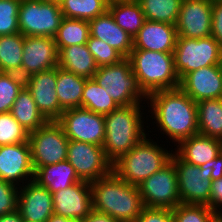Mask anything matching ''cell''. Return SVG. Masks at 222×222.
<instances>
[{
	"label": "cell",
	"instance_id": "19",
	"mask_svg": "<svg viewBox=\"0 0 222 222\" xmlns=\"http://www.w3.org/2000/svg\"><path fill=\"white\" fill-rule=\"evenodd\" d=\"M196 103L222 98V65H212L187 73L179 86Z\"/></svg>",
	"mask_w": 222,
	"mask_h": 222
},
{
	"label": "cell",
	"instance_id": "4",
	"mask_svg": "<svg viewBox=\"0 0 222 222\" xmlns=\"http://www.w3.org/2000/svg\"><path fill=\"white\" fill-rule=\"evenodd\" d=\"M128 59L140 88L147 96L159 90L179 88L173 53L132 50Z\"/></svg>",
	"mask_w": 222,
	"mask_h": 222
},
{
	"label": "cell",
	"instance_id": "46",
	"mask_svg": "<svg viewBox=\"0 0 222 222\" xmlns=\"http://www.w3.org/2000/svg\"><path fill=\"white\" fill-rule=\"evenodd\" d=\"M0 222H23L18 210L0 217Z\"/></svg>",
	"mask_w": 222,
	"mask_h": 222
},
{
	"label": "cell",
	"instance_id": "35",
	"mask_svg": "<svg viewBox=\"0 0 222 222\" xmlns=\"http://www.w3.org/2000/svg\"><path fill=\"white\" fill-rule=\"evenodd\" d=\"M24 86L25 79L19 74L0 72V113L10 112Z\"/></svg>",
	"mask_w": 222,
	"mask_h": 222
},
{
	"label": "cell",
	"instance_id": "43",
	"mask_svg": "<svg viewBox=\"0 0 222 222\" xmlns=\"http://www.w3.org/2000/svg\"><path fill=\"white\" fill-rule=\"evenodd\" d=\"M205 205L217 215L222 214V176L212 180L210 197Z\"/></svg>",
	"mask_w": 222,
	"mask_h": 222
},
{
	"label": "cell",
	"instance_id": "18",
	"mask_svg": "<svg viewBox=\"0 0 222 222\" xmlns=\"http://www.w3.org/2000/svg\"><path fill=\"white\" fill-rule=\"evenodd\" d=\"M52 201L55 214L83 220L92 211L90 182L82 180L52 193Z\"/></svg>",
	"mask_w": 222,
	"mask_h": 222
},
{
	"label": "cell",
	"instance_id": "50",
	"mask_svg": "<svg viewBox=\"0 0 222 222\" xmlns=\"http://www.w3.org/2000/svg\"><path fill=\"white\" fill-rule=\"evenodd\" d=\"M49 1H54V2H58L59 3L61 0H49Z\"/></svg>",
	"mask_w": 222,
	"mask_h": 222
},
{
	"label": "cell",
	"instance_id": "24",
	"mask_svg": "<svg viewBox=\"0 0 222 222\" xmlns=\"http://www.w3.org/2000/svg\"><path fill=\"white\" fill-rule=\"evenodd\" d=\"M57 50L58 67L86 79H92L97 72L98 66L86 44L71 45Z\"/></svg>",
	"mask_w": 222,
	"mask_h": 222
},
{
	"label": "cell",
	"instance_id": "29",
	"mask_svg": "<svg viewBox=\"0 0 222 222\" xmlns=\"http://www.w3.org/2000/svg\"><path fill=\"white\" fill-rule=\"evenodd\" d=\"M196 104L199 134L222 141V98L202 100Z\"/></svg>",
	"mask_w": 222,
	"mask_h": 222
},
{
	"label": "cell",
	"instance_id": "41",
	"mask_svg": "<svg viewBox=\"0 0 222 222\" xmlns=\"http://www.w3.org/2000/svg\"><path fill=\"white\" fill-rule=\"evenodd\" d=\"M133 222H174L172 209L145 207Z\"/></svg>",
	"mask_w": 222,
	"mask_h": 222
},
{
	"label": "cell",
	"instance_id": "47",
	"mask_svg": "<svg viewBox=\"0 0 222 222\" xmlns=\"http://www.w3.org/2000/svg\"><path fill=\"white\" fill-rule=\"evenodd\" d=\"M46 222H82V220L63 217L61 215L53 213L52 216Z\"/></svg>",
	"mask_w": 222,
	"mask_h": 222
},
{
	"label": "cell",
	"instance_id": "33",
	"mask_svg": "<svg viewBox=\"0 0 222 222\" xmlns=\"http://www.w3.org/2000/svg\"><path fill=\"white\" fill-rule=\"evenodd\" d=\"M90 35L89 22L81 19L63 18L54 37L56 47L86 44Z\"/></svg>",
	"mask_w": 222,
	"mask_h": 222
},
{
	"label": "cell",
	"instance_id": "49",
	"mask_svg": "<svg viewBox=\"0 0 222 222\" xmlns=\"http://www.w3.org/2000/svg\"><path fill=\"white\" fill-rule=\"evenodd\" d=\"M210 2H216V1H221V0H208Z\"/></svg>",
	"mask_w": 222,
	"mask_h": 222
},
{
	"label": "cell",
	"instance_id": "13",
	"mask_svg": "<svg viewBox=\"0 0 222 222\" xmlns=\"http://www.w3.org/2000/svg\"><path fill=\"white\" fill-rule=\"evenodd\" d=\"M67 160L78 177L87 182L96 181L112 172V163L106 158L102 146L69 140Z\"/></svg>",
	"mask_w": 222,
	"mask_h": 222
},
{
	"label": "cell",
	"instance_id": "32",
	"mask_svg": "<svg viewBox=\"0 0 222 222\" xmlns=\"http://www.w3.org/2000/svg\"><path fill=\"white\" fill-rule=\"evenodd\" d=\"M110 0H61L59 2L65 18L91 20L108 11Z\"/></svg>",
	"mask_w": 222,
	"mask_h": 222
},
{
	"label": "cell",
	"instance_id": "3",
	"mask_svg": "<svg viewBox=\"0 0 222 222\" xmlns=\"http://www.w3.org/2000/svg\"><path fill=\"white\" fill-rule=\"evenodd\" d=\"M141 106L144 107L142 104L119 107L104 115L105 140L102 147L112 164L149 136L144 129L146 122Z\"/></svg>",
	"mask_w": 222,
	"mask_h": 222
},
{
	"label": "cell",
	"instance_id": "17",
	"mask_svg": "<svg viewBox=\"0 0 222 222\" xmlns=\"http://www.w3.org/2000/svg\"><path fill=\"white\" fill-rule=\"evenodd\" d=\"M57 67L33 74L25 79V87L31 93L36 106L48 121H57L64 110L57 93Z\"/></svg>",
	"mask_w": 222,
	"mask_h": 222
},
{
	"label": "cell",
	"instance_id": "12",
	"mask_svg": "<svg viewBox=\"0 0 222 222\" xmlns=\"http://www.w3.org/2000/svg\"><path fill=\"white\" fill-rule=\"evenodd\" d=\"M57 122L69 140L103 146L105 140L104 115L84 108L64 110Z\"/></svg>",
	"mask_w": 222,
	"mask_h": 222
},
{
	"label": "cell",
	"instance_id": "36",
	"mask_svg": "<svg viewBox=\"0 0 222 222\" xmlns=\"http://www.w3.org/2000/svg\"><path fill=\"white\" fill-rule=\"evenodd\" d=\"M29 132L15 120L10 112L0 113V146L26 142Z\"/></svg>",
	"mask_w": 222,
	"mask_h": 222
},
{
	"label": "cell",
	"instance_id": "11",
	"mask_svg": "<svg viewBox=\"0 0 222 222\" xmlns=\"http://www.w3.org/2000/svg\"><path fill=\"white\" fill-rule=\"evenodd\" d=\"M170 160L176 168L181 203L205 205L210 197L212 168L190 164L175 152Z\"/></svg>",
	"mask_w": 222,
	"mask_h": 222
},
{
	"label": "cell",
	"instance_id": "9",
	"mask_svg": "<svg viewBox=\"0 0 222 222\" xmlns=\"http://www.w3.org/2000/svg\"><path fill=\"white\" fill-rule=\"evenodd\" d=\"M28 141L34 171L67 160L69 139L57 121H48L29 133Z\"/></svg>",
	"mask_w": 222,
	"mask_h": 222
},
{
	"label": "cell",
	"instance_id": "23",
	"mask_svg": "<svg viewBox=\"0 0 222 222\" xmlns=\"http://www.w3.org/2000/svg\"><path fill=\"white\" fill-rule=\"evenodd\" d=\"M175 153L184 161L201 166L222 152V141L197 134L178 143Z\"/></svg>",
	"mask_w": 222,
	"mask_h": 222
},
{
	"label": "cell",
	"instance_id": "25",
	"mask_svg": "<svg viewBox=\"0 0 222 222\" xmlns=\"http://www.w3.org/2000/svg\"><path fill=\"white\" fill-rule=\"evenodd\" d=\"M34 181L51 193H55L82 180L74 167L65 160L38 168L35 171Z\"/></svg>",
	"mask_w": 222,
	"mask_h": 222
},
{
	"label": "cell",
	"instance_id": "14",
	"mask_svg": "<svg viewBox=\"0 0 222 222\" xmlns=\"http://www.w3.org/2000/svg\"><path fill=\"white\" fill-rule=\"evenodd\" d=\"M34 175L29 141L0 146V180L21 187Z\"/></svg>",
	"mask_w": 222,
	"mask_h": 222
},
{
	"label": "cell",
	"instance_id": "44",
	"mask_svg": "<svg viewBox=\"0 0 222 222\" xmlns=\"http://www.w3.org/2000/svg\"><path fill=\"white\" fill-rule=\"evenodd\" d=\"M200 167H210L212 168L211 171V179L216 180L222 176V152L219 155L206 162L205 164L201 165Z\"/></svg>",
	"mask_w": 222,
	"mask_h": 222
},
{
	"label": "cell",
	"instance_id": "28",
	"mask_svg": "<svg viewBox=\"0 0 222 222\" xmlns=\"http://www.w3.org/2000/svg\"><path fill=\"white\" fill-rule=\"evenodd\" d=\"M10 113L29 133L37 130L48 120L41 114L29 90L24 86L18 93Z\"/></svg>",
	"mask_w": 222,
	"mask_h": 222
},
{
	"label": "cell",
	"instance_id": "6",
	"mask_svg": "<svg viewBox=\"0 0 222 222\" xmlns=\"http://www.w3.org/2000/svg\"><path fill=\"white\" fill-rule=\"evenodd\" d=\"M93 79L108 92L119 107L147 102L148 96L140 88L128 58L114 65L98 67Z\"/></svg>",
	"mask_w": 222,
	"mask_h": 222
},
{
	"label": "cell",
	"instance_id": "16",
	"mask_svg": "<svg viewBox=\"0 0 222 222\" xmlns=\"http://www.w3.org/2000/svg\"><path fill=\"white\" fill-rule=\"evenodd\" d=\"M58 67V50L53 37L25 36L21 77Z\"/></svg>",
	"mask_w": 222,
	"mask_h": 222
},
{
	"label": "cell",
	"instance_id": "27",
	"mask_svg": "<svg viewBox=\"0 0 222 222\" xmlns=\"http://www.w3.org/2000/svg\"><path fill=\"white\" fill-rule=\"evenodd\" d=\"M86 78L57 67L56 93L63 110L82 108V93Z\"/></svg>",
	"mask_w": 222,
	"mask_h": 222
},
{
	"label": "cell",
	"instance_id": "45",
	"mask_svg": "<svg viewBox=\"0 0 222 222\" xmlns=\"http://www.w3.org/2000/svg\"><path fill=\"white\" fill-rule=\"evenodd\" d=\"M82 222H117L111 216L92 210L88 216H86Z\"/></svg>",
	"mask_w": 222,
	"mask_h": 222
},
{
	"label": "cell",
	"instance_id": "37",
	"mask_svg": "<svg viewBox=\"0 0 222 222\" xmlns=\"http://www.w3.org/2000/svg\"><path fill=\"white\" fill-rule=\"evenodd\" d=\"M174 222H213L217 214L206 205L178 204L172 209Z\"/></svg>",
	"mask_w": 222,
	"mask_h": 222
},
{
	"label": "cell",
	"instance_id": "21",
	"mask_svg": "<svg viewBox=\"0 0 222 222\" xmlns=\"http://www.w3.org/2000/svg\"><path fill=\"white\" fill-rule=\"evenodd\" d=\"M177 37L175 25L146 20L133 38V50L173 53Z\"/></svg>",
	"mask_w": 222,
	"mask_h": 222
},
{
	"label": "cell",
	"instance_id": "38",
	"mask_svg": "<svg viewBox=\"0 0 222 222\" xmlns=\"http://www.w3.org/2000/svg\"><path fill=\"white\" fill-rule=\"evenodd\" d=\"M86 45L88 50L92 53L98 67L114 65L125 59V57L115 48L90 35Z\"/></svg>",
	"mask_w": 222,
	"mask_h": 222
},
{
	"label": "cell",
	"instance_id": "31",
	"mask_svg": "<svg viewBox=\"0 0 222 222\" xmlns=\"http://www.w3.org/2000/svg\"><path fill=\"white\" fill-rule=\"evenodd\" d=\"M82 108L97 114L106 115L118 109L119 106L108 95V92L92 78L87 79L84 85Z\"/></svg>",
	"mask_w": 222,
	"mask_h": 222
},
{
	"label": "cell",
	"instance_id": "7",
	"mask_svg": "<svg viewBox=\"0 0 222 222\" xmlns=\"http://www.w3.org/2000/svg\"><path fill=\"white\" fill-rule=\"evenodd\" d=\"M173 56L180 80L200 68L222 65V47L212 36L200 39L177 37Z\"/></svg>",
	"mask_w": 222,
	"mask_h": 222
},
{
	"label": "cell",
	"instance_id": "51",
	"mask_svg": "<svg viewBox=\"0 0 222 222\" xmlns=\"http://www.w3.org/2000/svg\"><path fill=\"white\" fill-rule=\"evenodd\" d=\"M213 222H220L217 218Z\"/></svg>",
	"mask_w": 222,
	"mask_h": 222
},
{
	"label": "cell",
	"instance_id": "5",
	"mask_svg": "<svg viewBox=\"0 0 222 222\" xmlns=\"http://www.w3.org/2000/svg\"><path fill=\"white\" fill-rule=\"evenodd\" d=\"M149 138L146 136L112 164V171L131 185L138 186L171 159L172 150L168 151Z\"/></svg>",
	"mask_w": 222,
	"mask_h": 222
},
{
	"label": "cell",
	"instance_id": "20",
	"mask_svg": "<svg viewBox=\"0 0 222 222\" xmlns=\"http://www.w3.org/2000/svg\"><path fill=\"white\" fill-rule=\"evenodd\" d=\"M23 220L46 222L54 213L52 193L32 180L19 187L18 204Z\"/></svg>",
	"mask_w": 222,
	"mask_h": 222
},
{
	"label": "cell",
	"instance_id": "30",
	"mask_svg": "<svg viewBox=\"0 0 222 222\" xmlns=\"http://www.w3.org/2000/svg\"><path fill=\"white\" fill-rule=\"evenodd\" d=\"M24 39L20 32L0 36V72L21 76Z\"/></svg>",
	"mask_w": 222,
	"mask_h": 222
},
{
	"label": "cell",
	"instance_id": "8",
	"mask_svg": "<svg viewBox=\"0 0 222 222\" xmlns=\"http://www.w3.org/2000/svg\"><path fill=\"white\" fill-rule=\"evenodd\" d=\"M63 18L58 2L21 0L19 5V31L24 36L54 38Z\"/></svg>",
	"mask_w": 222,
	"mask_h": 222
},
{
	"label": "cell",
	"instance_id": "40",
	"mask_svg": "<svg viewBox=\"0 0 222 222\" xmlns=\"http://www.w3.org/2000/svg\"><path fill=\"white\" fill-rule=\"evenodd\" d=\"M19 188L0 180V217L17 210Z\"/></svg>",
	"mask_w": 222,
	"mask_h": 222
},
{
	"label": "cell",
	"instance_id": "42",
	"mask_svg": "<svg viewBox=\"0 0 222 222\" xmlns=\"http://www.w3.org/2000/svg\"><path fill=\"white\" fill-rule=\"evenodd\" d=\"M211 36L222 47V0L212 2Z\"/></svg>",
	"mask_w": 222,
	"mask_h": 222
},
{
	"label": "cell",
	"instance_id": "39",
	"mask_svg": "<svg viewBox=\"0 0 222 222\" xmlns=\"http://www.w3.org/2000/svg\"><path fill=\"white\" fill-rule=\"evenodd\" d=\"M21 0H0V36L19 33V5Z\"/></svg>",
	"mask_w": 222,
	"mask_h": 222
},
{
	"label": "cell",
	"instance_id": "22",
	"mask_svg": "<svg viewBox=\"0 0 222 222\" xmlns=\"http://www.w3.org/2000/svg\"><path fill=\"white\" fill-rule=\"evenodd\" d=\"M88 22L90 36L100 39L115 48L125 58L130 56L133 50V38L116 24L109 11Z\"/></svg>",
	"mask_w": 222,
	"mask_h": 222
},
{
	"label": "cell",
	"instance_id": "48",
	"mask_svg": "<svg viewBox=\"0 0 222 222\" xmlns=\"http://www.w3.org/2000/svg\"><path fill=\"white\" fill-rule=\"evenodd\" d=\"M217 219H218L220 222H222V214H218V215H217Z\"/></svg>",
	"mask_w": 222,
	"mask_h": 222
},
{
	"label": "cell",
	"instance_id": "26",
	"mask_svg": "<svg viewBox=\"0 0 222 222\" xmlns=\"http://www.w3.org/2000/svg\"><path fill=\"white\" fill-rule=\"evenodd\" d=\"M108 11L116 24L126 31L132 38L139 32L146 21L138 0H111Z\"/></svg>",
	"mask_w": 222,
	"mask_h": 222
},
{
	"label": "cell",
	"instance_id": "34",
	"mask_svg": "<svg viewBox=\"0 0 222 222\" xmlns=\"http://www.w3.org/2000/svg\"><path fill=\"white\" fill-rule=\"evenodd\" d=\"M183 0H138L146 20L175 25Z\"/></svg>",
	"mask_w": 222,
	"mask_h": 222
},
{
	"label": "cell",
	"instance_id": "1",
	"mask_svg": "<svg viewBox=\"0 0 222 222\" xmlns=\"http://www.w3.org/2000/svg\"><path fill=\"white\" fill-rule=\"evenodd\" d=\"M147 101L148 112L156 121L153 123L174 144L177 142L175 145L199 134L197 104L180 87L153 92Z\"/></svg>",
	"mask_w": 222,
	"mask_h": 222
},
{
	"label": "cell",
	"instance_id": "10",
	"mask_svg": "<svg viewBox=\"0 0 222 222\" xmlns=\"http://www.w3.org/2000/svg\"><path fill=\"white\" fill-rule=\"evenodd\" d=\"M138 188L145 207L174 209L181 204L177 172L171 160Z\"/></svg>",
	"mask_w": 222,
	"mask_h": 222
},
{
	"label": "cell",
	"instance_id": "15",
	"mask_svg": "<svg viewBox=\"0 0 222 222\" xmlns=\"http://www.w3.org/2000/svg\"><path fill=\"white\" fill-rule=\"evenodd\" d=\"M212 2L183 0L175 24L178 37L193 39L211 36Z\"/></svg>",
	"mask_w": 222,
	"mask_h": 222
},
{
	"label": "cell",
	"instance_id": "2",
	"mask_svg": "<svg viewBox=\"0 0 222 222\" xmlns=\"http://www.w3.org/2000/svg\"><path fill=\"white\" fill-rule=\"evenodd\" d=\"M92 210L117 222H133L145 208L138 186L120 179L113 171L90 183Z\"/></svg>",
	"mask_w": 222,
	"mask_h": 222
}]
</instances>
